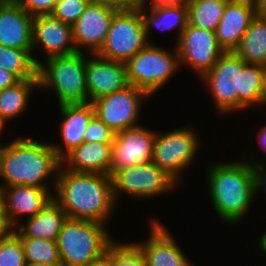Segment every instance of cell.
Segmentation results:
<instances>
[{"label":"cell","instance_id":"obj_1","mask_svg":"<svg viewBox=\"0 0 266 266\" xmlns=\"http://www.w3.org/2000/svg\"><path fill=\"white\" fill-rule=\"evenodd\" d=\"M201 79L211 91L218 114L261 104L263 66L247 64L234 52H225Z\"/></svg>","mask_w":266,"mask_h":266},{"label":"cell","instance_id":"obj_2","mask_svg":"<svg viewBox=\"0 0 266 266\" xmlns=\"http://www.w3.org/2000/svg\"><path fill=\"white\" fill-rule=\"evenodd\" d=\"M53 192L68 218L106 224L116 207L108 174L74 172L61 165Z\"/></svg>","mask_w":266,"mask_h":266},{"label":"cell","instance_id":"obj_3","mask_svg":"<svg viewBox=\"0 0 266 266\" xmlns=\"http://www.w3.org/2000/svg\"><path fill=\"white\" fill-rule=\"evenodd\" d=\"M62 159L50 143L29 137H17L0 146V188L26 185L48 188L45 181L53 178L55 188Z\"/></svg>","mask_w":266,"mask_h":266},{"label":"cell","instance_id":"obj_4","mask_svg":"<svg viewBox=\"0 0 266 266\" xmlns=\"http://www.w3.org/2000/svg\"><path fill=\"white\" fill-rule=\"evenodd\" d=\"M209 165L207 183L213 209L223 222H241L257 194L253 164L246 160Z\"/></svg>","mask_w":266,"mask_h":266},{"label":"cell","instance_id":"obj_5","mask_svg":"<svg viewBox=\"0 0 266 266\" xmlns=\"http://www.w3.org/2000/svg\"><path fill=\"white\" fill-rule=\"evenodd\" d=\"M114 238L105 224L68 218L56 240L62 266H88L102 257Z\"/></svg>","mask_w":266,"mask_h":266},{"label":"cell","instance_id":"obj_6","mask_svg":"<svg viewBox=\"0 0 266 266\" xmlns=\"http://www.w3.org/2000/svg\"><path fill=\"white\" fill-rule=\"evenodd\" d=\"M85 54L55 56L38 65L39 88L54 90L59 105L88 102Z\"/></svg>","mask_w":266,"mask_h":266},{"label":"cell","instance_id":"obj_7","mask_svg":"<svg viewBox=\"0 0 266 266\" xmlns=\"http://www.w3.org/2000/svg\"><path fill=\"white\" fill-rule=\"evenodd\" d=\"M174 47L171 52L154 43H148L125 63L129 83L146 91L150 96L159 92L181 67L176 46Z\"/></svg>","mask_w":266,"mask_h":266},{"label":"cell","instance_id":"obj_8","mask_svg":"<svg viewBox=\"0 0 266 266\" xmlns=\"http://www.w3.org/2000/svg\"><path fill=\"white\" fill-rule=\"evenodd\" d=\"M147 44L140 10H119L113 16L104 44L96 54L111 61L126 63Z\"/></svg>","mask_w":266,"mask_h":266},{"label":"cell","instance_id":"obj_9","mask_svg":"<svg viewBox=\"0 0 266 266\" xmlns=\"http://www.w3.org/2000/svg\"><path fill=\"white\" fill-rule=\"evenodd\" d=\"M192 127H181L169 132L157 133L151 162L164 170L177 183L180 174L195 160L201 144Z\"/></svg>","mask_w":266,"mask_h":266},{"label":"cell","instance_id":"obj_10","mask_svg":"<svg viewBox=\"0 0 266 266\" xmlns=\"http://www.w3.org/2000/svg\"><path fill=\"white\" fill-rule=\"evenodd\" d=\"M112 193L116 203L120 193L141 199L164 195L178 183L152 162L118 170L111 175Z\"/></svg>","mask_w":266,"mask_h":266},{"label":"cell","instance_id":"obj_11","mask_svg":"<svg viewBox=\"0 0 266 266\" xmlns=\"http://www.w3.org/2000/svg\"><path fill=\"white\" fill-rule=\"evenodd\" d=\"M151 97L146 91L129 85L92 102L96 116L115 133L139 126L138 118L144 99Z\"/></svg>","mask_w":266,"mask_h":266},{"label":"cell","instance_id":"obj_12","mask_svg":"<svg viewBox=\"0 0 266 266\" xmlns=\"http://www.w3.org/2000/svg\"><path fill=\"white\" fill-rule=\"evenodd\" d=\"M180 66H189L201 78L225 53L217 41L216 33L187 24L175 44ZM183 64V65H182Z\"/></svg>","mask_w":266,"mask_h":266},{"label":"cell","instance_id":"obj_13","mask_svg":"<svg viewBox=\"0 0 266 266\" xmlns=\"http://www.w3.org/2000/svg\"><path fill=\"white\" fill-rule=\"evenodd\" d=\"M156 132L143 125L119 131L112 146L110 176L118 171L151 162Z\"/></svg>","mask_w":266,"mask_h":266},{"label":"cell","instance_id":"obj_14","mask_svg":"<svg viewBox=\"0 0 266 266\" xmlns=\"http://www.w3.org/2000/svg\"><path fill=\"white\" fill-rule=\"evenodd\" d=\"M119 10L91 0L80 18L72 25L73 40L77 52L96 54L104 44L113 16ZM82 46V48H81Z\"/></svg>","mask_w":266,"mask_h":266},{"label":"cell","instance_id":"obj_15","mask_svg":"<svg viewBox=\"0 0 266 266\" xmlns=\"http://www.w3.org/2000/svg\"><path fill=\"white\" fill-rule=\"evenodd\" d=\"M49 188L13 185L0 188V205L10 226L15 229L19 218H31L41 212L53 200ZM21 216V217H20Z\"/></svg>","mask_w":266,"mask_h":266},{"label":"cell","instance_id":"obj_16","mask_svg":"<svg viewBox=\"0 0 266 266\" xmlns=\"http://www.w3.org/2000/svg\"><path fill=\"white\" fill-rule=\"evenodd\" d=\"M89 56L86 58L88 102L92 103L130 85L125 63L111 61L97 54Z\"/></svg>","mask_w":266,"mask_h":266},{"label":"cell","instance_id":"obj_17","mask_svg":"<svg viewBox=\"0 0 266 266\" xmlns=\"http://www.w3.org/2000/svg\"><path fill=\"white\" fill-rule=\"evenodd\" d=\"M149 231L146 242H134L144 255L147 266H193L172 233L159 220L151 221Z\"/></svg>","mask_w":266,"mask_h":266},{"label":"cell","instance_id":"obj_18","mask_svg":"<svg viewBox=\"0 0 266 266\" xmlns=\"http://www.w3.org/2000/svg\"><path fill=\"white\" fill-rule=\"evenodd\" d=\"M33 53L44 49L45 59L76 53L72 26L54 18L51 14L33 17ZM39 45V46H38Z\"/></svg>","mask_w":266,"mask_h":266},{"label":"cell","instance_id":"obj_19","mask_svg":"<svg viewBox=\"0 0 266 266\" xmlns=\"http://www.w3.org/2000/svg\"><path fill=\"white\" fill-rule=\"evenodd\" d=\"M256 14L254 0L227 2L215 31L218 44L225 52H234Z\"/></svg>","mask_w":266,"mask_h":266},{"label":"cell","instance_id":"obj_20","mask_svg":"<svg viewBox=\"0 0 266 266\" xmlns=\"http://www.w3.org/2000/svg\"><path fill=\"white\" fill-rule=\"evenodd\" d=\"M33 16L16 1L0 6V45L33 50Z\"/></svg>","mask_w":266,"mask_h":266},{"label":"cell","instance_id":"obj_21","mask_svg":"<svg viewBox=\"0 0 266 266\" xmlns=\"http://www.w3.org/2000/svg\"><path fill=\"white\" fill-rule=\"evenodd\" d=\"M62 122L60 123L59 132L63 140V146L52 144V148L57 155L63 159L75 147L84 142L85 130L95 115V109L91 102L62 104L59 105Z\"/></svg>","mask_w":266,"mask_h":266},{"label":"cell","instance_id":"obj_22","mask_svg":"<svg viewBox=\"0 0 266 266\" xmlns=\"http://www.w3.org/2000/svg\"><path fill=\"white\" fill-rule=\"evenodd\" d=\"M113 143L83 142L63 159L62 165L74 172L110 175Z\"/></svg>","mask_w":266,"mask_h":266},{"label":"cell","instance_id":"obj_23","mask_svg":"<svg viewBox=\"0 0 266 266\" xmlns=\"http://www.w3.org/2000/svg\"><path fill=\"white\" fill-rule=\"evenodd\" d=\"M67 219L66 212L54 201H50L46 207L35 216L27 218L25 225L20 223L13 231L19 237L43 238L56 241Z\"/></svg>","mask_w":266,"mask_h":266},{"label":"cell","instance_id":"obj_24","mask_svg":"<svg viewBox=\"0 0 266 266\" xmlns=\"http://www.w3.org/2000/svg\"><path fill=\"white\" fill-rule=\"evenodd\" d=\"M139 7L144 21L145 34L148 43V36L152 28L155 27L161 31H171L177 28V41L181 33L188 24V7L187 6H149Z\"/></svg>","mask_w":266,"mask_h":266},{"label":"cell","instance_id":"obj_25","mask_svg":"<svg viewBox=\"0 0 266 266\" xmlns=\"http://www.w3.org/2000/svg\"><path fill=\"white\" fill-rule=\"evenodd\" d=\"M234 53L247 64L266 66V18L256 14Z\"/></svg>","mask_w":266,"mask_h":266},{"label":"cell","instance_id":"obj_26","mask_svg":"<svg viewBox=\"0 0 266 266\" xmlns=\"http://www.w3.org/2000/svg\"><path fill=\"white\" fill-rule=\"evenodd\" d=\"M34 88L39 89L38 79H23L0 91V122L4 126L27 110Z\"/></svg>","mask_w":266,"mask_h":266},{"label":"cell","instance_id":"obj_27","mask_svg":"<svg viewBox=\"0 0 266 266\" xmlns=\"http://www.w3.org/2000/svg\"><path fill=\"white\" fill-rule=\"evenodd\" d=\"M33 50L0 45V68L14 73L20 80L38 79V65Z\"/></svg>","mask_w":266,"mask_h":266},{"label":"cell","instance_id":"obj_28","mask_svg":"<svg viewBox=\"0 0 266 266\" xmlns=\"http://www.w3.org/2000/svg\"><path fill=\"white\" fill-rule=\"evenodd\" d=\"M229 0H191L188 23L194 27L215 32Z\"/></svg>","mask_w":266,"mask_h":266},{"label":"cell","instance_id":"obj_29","mask_svg":"<svg viewBox=\"0 0 266 266\" xmlns=\"http://www.w3.org/2000/svg\"><path fill=\"white\" fill-rule=\"evenodd\" d=\"M28 263L62 264L56 241L43 238L20 237Z\"/></svg>","mask_w":266,"mask_h":266},{"label":"cell","instance_id":"obj_30","mask_svg":"<svg viewBox=\"0 0 266 266\" xmlns=\"http://www.w3.org/2000/svg\"><path fill=\"white\" fill-rule=\"evenodd\" d=\"M106 254L112 259L113 266H147L144 255L134 242L124 244L114 239Z\"/></svg>","mask_w":266,"mask_h":266},{"label":"cell","instance_id":"obj_31","mask_svg":"<svg viewBox=\"0 0 266 266\" xmlns=\"http://www.w3.org/2000/svg\"><path fill=\"white\" fill-rule=\"evenodd\" d=\"M27 261L20 237L12 231L0 240V266H26Z\"/></svg>","mask_w":266,"mask_h":266},{"label":"cell","instance_id":"obj_32","mask_svg":"<svg viewBox=\"0 0 266 266\" xmlns=\"http://www.w3.org/2000/svg\"><path fill=\"white\" fill-rule=\"evenodd\" d=\"M91 0H57L51 15L63 23L73 25Z\"/></svg>","mask_w":266,"mask_h":266},{"label":"cell","instance_id":"obj_33","mask_svg":"<svg viewBox=\"0 0 266 266\" xmlns=\"http://www.w3.org/2000/svg\"><path fill=\"white\" fill-rule=\"evenodd\" d=\"M115 135L116 133L95 114L85 130L84 142L114 143Z\"/></svg>","mask_w":266,"mask_h":266},{"label":"cell","instance_id":"obj_34","mask_svg":"<svg viewBox=\"0 0 266 266\" xmlns=\"http://www.w3.org/2000/svg\"><path fill=\"white\" fill-rule=\"evenodd\" d=\"M31 16L51 14L57 0H16Z\"/></svg>","mask_w":266,"mask_h":266},{"label":"cell","instance_id":"obj_35","mask_svg":"<svg viewBox=\"0 0 266 266\" xmlns=\"http://www.w3.org/2000/svg\"><path fill=\"white\" fill-rule=\"evenodd\" d=\"M256 160H252L249 161L251 164H253L254 166V171H255V178H256V192H260V190L263 188L266 192V169H264V165L259 162V164H257L258 161Z\"/></svg>","mask_w":266,"mask_h":266},{"label":"cell","instance_id":"obj_36","mask_svg":"<svg viewBox=\"0 0 266 266\" xmlns=\"http://www.w3.org/2000/svg\"><path fill=\"white\" fill-rule=\"evenodd\" d=\"M20 79L12 72L0 68V91L18 83Z\"/></svg>","mask_w":266,"mask_h":266},{"label":"cell","instance_id":"obj_37","mask_svg":"<svg viewBox=\"0 0 266 266\" xmlns=\"http://www.w3.org/2000/svg\"><path fill=\"white\" fill-rule=\"evenodd\" d=\"M12 231L13 228L10 226L6 215L0 205V240L5 239Z\"/></svg>","mask_w":266,"mask_h":266},{"label":"cell","instance_id":"obj_38","mask_svg":"<svg viewBox=\"0 0 266 266\" xmlns=\"http://www.w3.org/2000/svg\"><path fill=\"white\" fill-rule=\"evenodd\" d=\"M191 0H146L150 6H188Z\"/></svg>","mask_w":266,"mask_h":266},{"label":"cell","instance_id":"obj_39","mask_svg":"<svg viewBox=\"0 0 266 266\" xmlns=\"http://www.w3.org/2000/svg\"><path fill=\"white\" fill-rule=\"evenodd\" d=\"M146 6V0H123V10Z\"/></svg>","mask_w":266,"mask_h":266},{"label":"cell","instance_id":"obj_40","mask_svg":"<svg viewBox=\"0 0 266 266\" xmlns=\"http://www.w3.org/2000/svg\"><path fill=\"white\" fill-rule=\"evenodd\" d=\"M88 266H113L112 259L105 253L102 257L96 259Z\"/></svg>","mask_w":266,"mask_h":266},{"label":"cell","instance_id":"obj_41","mask_svg":"<svg viewBox=\"0 0 266 266\" xmlns=\"http://www.w3.org/2000/svg\"><path fill=\"white\" fill-rule=\"evenodd\" d=\"M260 101V105H266V66H263L262 93Z\"/></svg>","mask_w":266,"mask_h":266},{"label":"cell","instance_id":"obj_42","mask_svg":"<svg viewBox=\"0 0 266 266\" xmlns=\"http://www.w3.org/2000/svg\"><path fill=\"white\" fill-rule=\"evenodd\" d=\"M257 137L261 149L265 150L266 152V125L261 128V131L258 133Z\"/></svg>","mask_w":266,"mask_h":266},{"label":"cell","instance_id":"obj_43","mask_svg":"<svg viewBox=\"0 0 266 266\" xmlns=\"http://www.w3.org/2000/svg\"><path fill=\"white\" fill-rule=\"evenodd\" d=\"M106 5L117 8L118 10H123V0H94Z\"/></svg>","mask_w":266,"mask_h":266},{"label":"cell","instance_id":"obj_44","mask_svg":"<svg viewBox=\"0 0 266 266\" xmlns=\"http://www.w3.org/2000/svg\"><path fill=\"white\" fill-rule=\"evenodd\" d=\"M257 14L264 15L266 13V0H254Z\"/></svg>","mask_w":266,"mask_h":266},{"label":"cell","instance_id":"obj_45","mask_svg":"<svg viewBox=\"0 0 266 266\" xmlns=\"http://www.w3.org/2000/svg\"><path fill=\"white\" fill-rule=\"evenodd\" d=\"M258 245L263 253L266 254V232L262 233L261 237L258 240Z\"/></svg>","mask_w":266,"mask_h":266},{"label":"cell","instance_id":"obj_46","mask_svg":"<svg viewBox=\"0 0 266 266\" xmlns=\"http://www.w3.org/2000/svg\"><path fill=\"white\" fill-rule=\"evenodd\" d=\"M26 266H62V264H51V263H47V264H41V263H28L26 264Z\"/></svg>","mask_w":266,"mask_h":266},{"label":"cell","instance_id":"obj_47","mask_svg":"<svg viewBox=\"0 0 266 266\" xmlns=\"http://www.w3.org/2000/svg\"><path fill=\"white\" fill-rule=\"evenodd\" d=\"M4 125L0 122V135L2 134L3 130H4ZM2 144H0L1 146Z\"/></svg>","mask_w":266,"mask_h":266},{"label":"cell","instance_id":"obj_48","mask_svg":"<svg viewBox=\"0 0 266 266\" xmlns=\"http://www.w3.org/2000/svg\"><path fill=\"white\" fill-rule=\"evenodd\" d=\"M3 3H5V2H10V1H12V0H1Z\"/></svg>","mask_w":266,"mask_h":266}]
</instances>
